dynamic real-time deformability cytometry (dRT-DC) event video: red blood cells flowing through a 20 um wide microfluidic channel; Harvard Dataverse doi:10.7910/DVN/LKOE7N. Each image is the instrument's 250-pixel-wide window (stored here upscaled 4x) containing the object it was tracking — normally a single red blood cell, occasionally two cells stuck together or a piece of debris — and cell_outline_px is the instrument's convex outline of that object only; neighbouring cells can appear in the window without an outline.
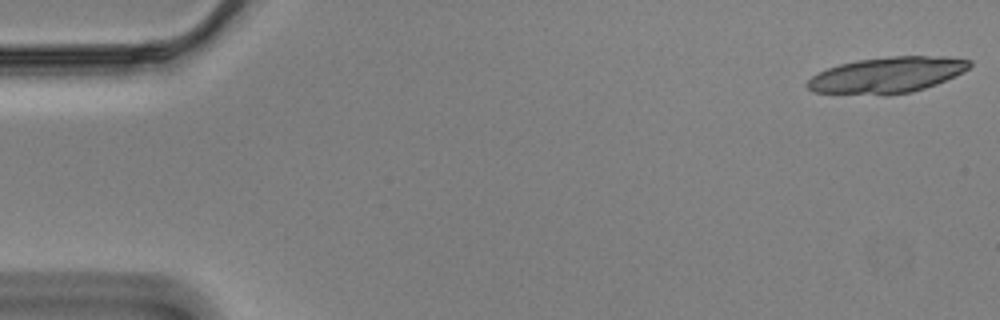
{"species": "Egyptian fruit bat (a non-hibernating species)", "species_latin": "Rousettus aegyptiacus", "temperature_condition": "cold", "stored_images_in_passage": 19, "camera_frame_rate_fps": 3000, "um_per_image_px": 0.085, "animal": {"sex": "male"}, "frame": {"image": 1, "passage_image": 1, "time_ms": 0.0, "image_size_px": [1000, 320], "cell_outline_px": [[972, 64], [964, 72], [956, 76], [936, 84], [912, 92], [888, 96], [884, 96], [812, 92], [804, 84], [812, 76], [828, 68], [840, 64], [856, 60], [888, 56], [948, 56], [972, 60]], "centroid_in_image_um": [75.41, 6.38], "position_along_channel_um": 9.6, "area_um2": 34.51}}